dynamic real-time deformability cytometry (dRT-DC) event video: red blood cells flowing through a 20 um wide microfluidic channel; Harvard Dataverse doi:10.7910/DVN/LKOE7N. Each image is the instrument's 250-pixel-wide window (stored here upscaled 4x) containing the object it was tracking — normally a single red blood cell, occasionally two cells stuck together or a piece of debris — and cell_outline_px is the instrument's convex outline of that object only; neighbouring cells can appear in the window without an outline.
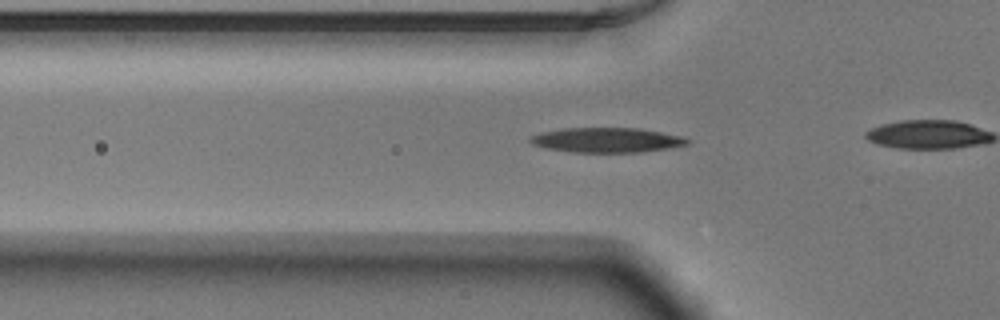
{"species": "Egyptian fruit bat (a non-hibernating species)", "species_latin": "Rousettus aegyptiacus", "temperature_condition": "warm", "stored_images_in_passage": 30, "camera_frame_rate_fps": 3000, "um_per_image_px": 0.085, "animal": {"sex": "male"}, "frame": {"image": 1, "passage_image": 6, "time_ms": 1.667, "image_size_px": [1000, 320], "cell_outline_px": [[692, 140], [688, 144], [668, 148], [640, 152], [572, 152], [544, 148], [532, 144], [528, 140], [532, 136], [540, 132], [564, 128], [640, 128], [684, 136]], "centroid_in_image_um": [51.59, 11.9], "position_along_channel_um": 74.2, "area_um2": 22.83}}
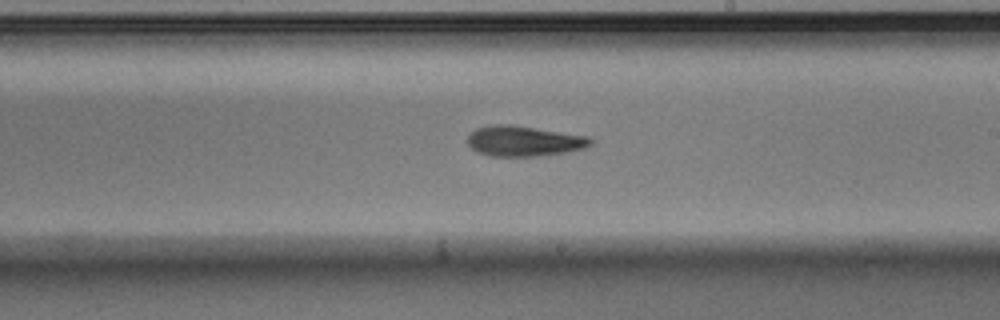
{"frame": {"image": 2, "passage_image": 19, "time_ms": 6.0, "image_size_px": [1000, 320], "cell_outline_px": [[596, 140], [592, 144], [584, 148], [568, 152], [536, 156], [492, 156], [476, 152], [468, 144], [468, 136], [476, 128], [488, 124], [512, 124], [588, 136]], "centroid_in_image_um": [44.55, 11.98], "position_along_channel_um": 244.4, "area_um2": 22.02}}
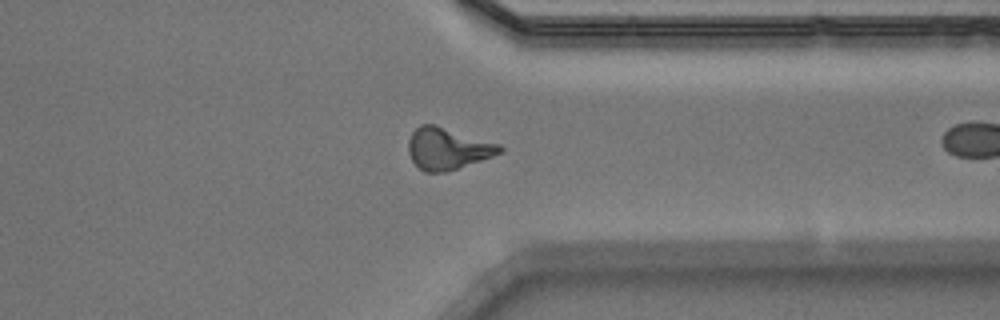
{"frame": {"image": 3, "passage_image": 29, "time_ms": 9.333, "image_size_px": [1000, 320], "cell_outline_px": [[504, 148], [500, 152], [492, 156], [444, 172], [424, 172], [412, 160], [408, 152], [408, 140], [412, 132], [420, 124], [436, 124], [500, 144]], "centroid_in_image_um": [38.02, 12.6], "position_along_channel_um": 373.4, "area_um2": 22.02}}